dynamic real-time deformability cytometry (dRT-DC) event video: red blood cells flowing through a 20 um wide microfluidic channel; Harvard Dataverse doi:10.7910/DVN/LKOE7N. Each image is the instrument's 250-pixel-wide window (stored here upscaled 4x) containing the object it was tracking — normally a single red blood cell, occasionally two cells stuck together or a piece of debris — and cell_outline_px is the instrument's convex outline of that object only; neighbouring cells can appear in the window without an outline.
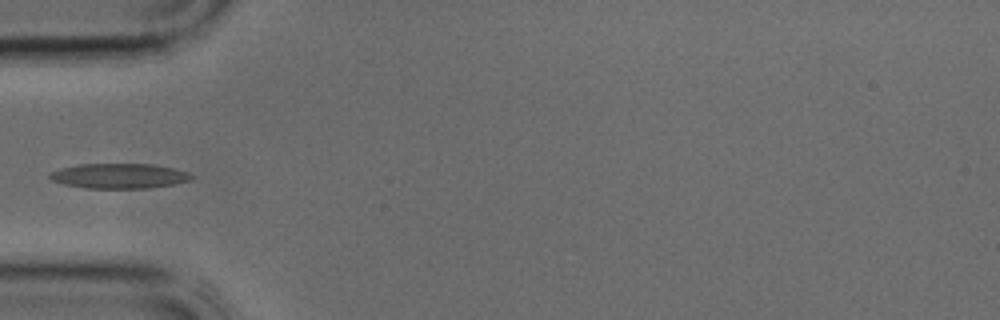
{"species": "common noctule bat (a hibernating species)", "species_latin": "Nyctalus noctula", "temperature_condition": "cold", "stored_images_in_passage": 27, "camera_frame_rate_fps": 3000, "um_per_image_px": 0.085, "animal": {"sex": "male", "body_mass_g": 17.9, "forearm_length_mm": 54.2}, "frame": {"image": 1, "passage_image": 1, "time_ms": 0.0, "image_size_px": [1000, 320], "cell_outline_px": [[196, 176], [192, 180], [172, 184], [148, 188], [88, 188], [64, 184], [52, 180], [48, 176], [48, 172], [60, 168], [80, 164], [152, 164], [172, 168], [188, 172]], "centroid_in_image_um": [10.13, 14.95], "position_along_channel_um": 74.9, "area_um2": 20.63}}
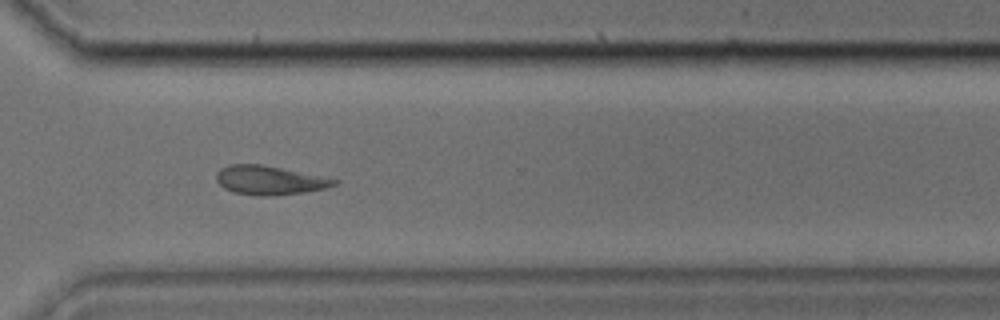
{"frame": {"image": 2, "passage_image": 17, "time_ms": 5.333, "image_size_px": [1000, 320], "cell_outline_px": [[340, 180], [336, 184], [324, 188], [304, 192], [272, 196], [260, 196], [232, 192], [224, 188], [216, 180], [216, 172], [220, 168], [228, 164], [260, 164]], "centroid_in_image_um": [22.84, 15.32], "position_along_channel_um": 347.8, "area_um2": 19.71}}
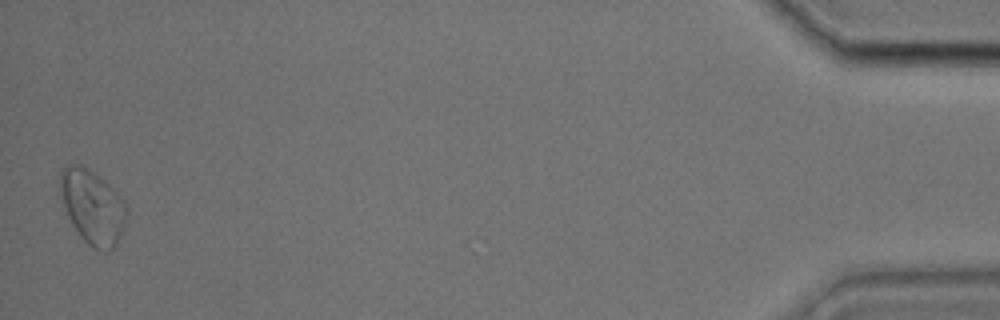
{"frame": {"image": 3, "passage_image": 27, "time_ms": 8.667, "image_size_px": [1000, 320], "cell_outline_px": [[128, 216], [124, 228], [116, 244], [108, 252], [104, 252], [88, 244], [80, 236], [72, 224], [68, 216], [64, 204], [60, 188], [60, 172], [64, 164], [80, 164], [96, 172], [124, 200], [128, 212]], "centroid_in_image_um": [7.88, 17.56], "position_along_channel_um": 427.3, "area_um2": 28.78}}